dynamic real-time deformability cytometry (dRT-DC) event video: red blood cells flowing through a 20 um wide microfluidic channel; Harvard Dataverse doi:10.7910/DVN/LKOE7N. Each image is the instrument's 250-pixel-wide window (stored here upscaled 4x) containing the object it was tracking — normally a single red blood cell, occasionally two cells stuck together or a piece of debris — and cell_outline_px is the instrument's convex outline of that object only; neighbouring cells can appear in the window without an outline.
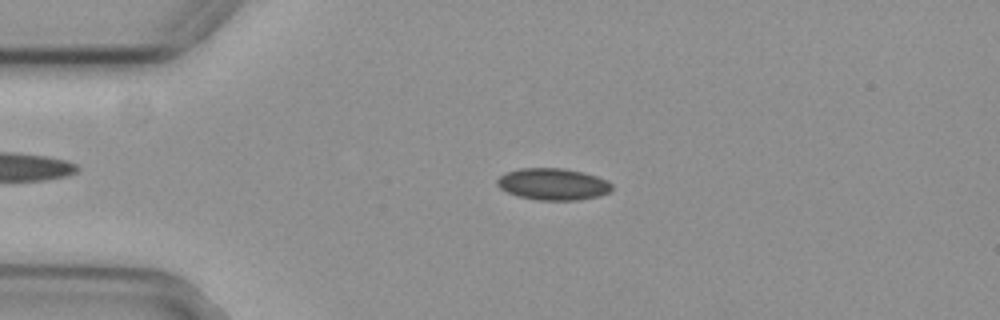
{"species": "common noctule bat (a hibernating species)", "species_latin": "Nyctalus noctula", "temperature_condition": "cold", "stored_images_in_passage": 54, "camera_frame_rate_fps": 3000, "um_per_image_px": 0.085, "animal": {"sex": "female", "body_mass_g": 29.2, "forearm_length_mm": 56.3}, "frame": {"image": 1, "passage_image": 12, "time_ms": 3.667, "image_size_px": [1000, 320], "cell_outline_px": [[612, 188], [608, 192], [600, 196], [576, 200], [536, 200], [516, 196], [500, 188], [496, 184], [496, 180], [500, 176], [508, 172], [520, 168], [564, 168], [584, 172], [608, 180], [612, 184]], "centroid_in_image_um": [47.01, 15.65], "position_along_channel_um": 38.0, "area_um2": 21.33}}
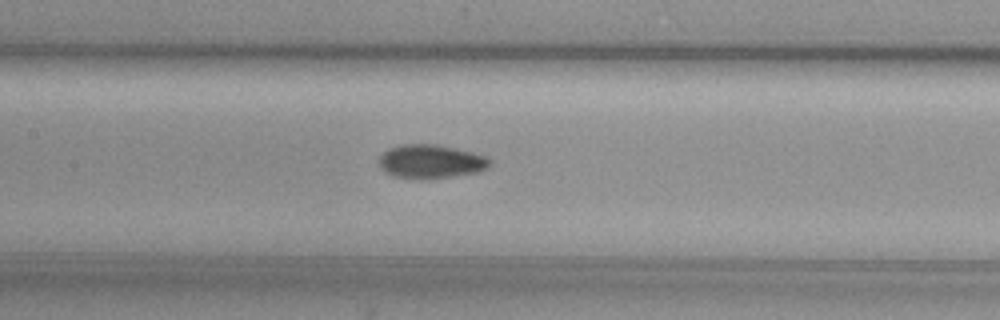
{"frame": {"image": 2, "passage_image": 25, "time_ms": 8.0, "image_size_px": [1000, 320], "cell_outline_px": [[492, 164], [488, 168], [476, 172], [420, 180], [392, 176], [384, 172], [380, 168], [380, 156], [384, 152], [400, 144], [436, 144], [456, 148], [472, 152], [484, 156], [492, 160]], "centroid_in_image_um": [36.61, 13.73], "position_along_channel_um": 170.8, "area_um2": 21.79}}
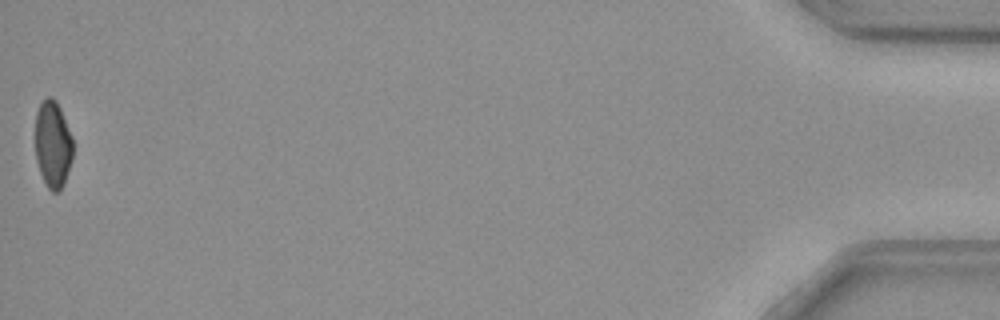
{"frame": {"image": 3, "passage_image": 54, "time_ms": 17.667, "image_size_px": [1000, 320], "cell_outline_px": [[72, 160], [64, 184], [60, 192], [52, 192], [48, 188], [40, 172], [36, 160], [36, 112], [40, 104], [48, 96], [52, 96], [56, 100], [60, 108], [72, 136]], "centroid_in_image_um": [4.5, 12.28], "position_along_channel_um": 430.7, "area_um2": 19.07}, "authors_computed_cell_mechanics": {"area_um2": 20.8369, "velocity_mm_per_s": 3.7785, "shape_relaxation_time_tau1_ms": 8.9658, "shape_relaxation_time_tau2_ms": 5.0608, "deformation_change_tau1": 0.1059, "deformation_change_tau2": 0.0696}}